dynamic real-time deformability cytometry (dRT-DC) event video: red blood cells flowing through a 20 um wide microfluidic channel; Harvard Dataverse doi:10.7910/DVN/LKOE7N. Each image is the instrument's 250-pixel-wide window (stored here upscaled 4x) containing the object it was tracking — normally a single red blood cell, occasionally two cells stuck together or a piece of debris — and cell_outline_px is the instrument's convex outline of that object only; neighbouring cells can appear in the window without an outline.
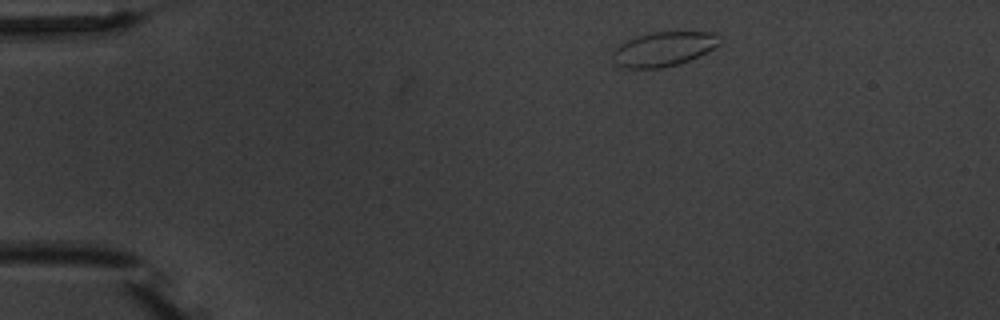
{"species": "common noctule bat (a hibernating species)", "species_latin": "Nyctalus noctula", "temperature_condition": "warm", "stored_images_in_passage": 3, "camera_frame_rate_fps": 3000, "um_per_image_px": 0.085, "animal": {"sex": "male", "body_mass_g": 20.1, "forearm_length_mm": 53.5}, "frame": {"image": 1, "passage_image": 1, "time_ms": 0.0, "image_size_px": [1000, 320], "cell_outline_px": [[720, 44], [688, 60], [676, 64], [660, 68], [624, 68], [616, 64], [612, 60], [612, 52], [620, 44], [628, 40], [652, 32], [716, 32], [720, 40]], "centroid_in_image_um": [56.37, 4.16], "position_along_channel_um": 28.6, "area_um2": 21.04}}